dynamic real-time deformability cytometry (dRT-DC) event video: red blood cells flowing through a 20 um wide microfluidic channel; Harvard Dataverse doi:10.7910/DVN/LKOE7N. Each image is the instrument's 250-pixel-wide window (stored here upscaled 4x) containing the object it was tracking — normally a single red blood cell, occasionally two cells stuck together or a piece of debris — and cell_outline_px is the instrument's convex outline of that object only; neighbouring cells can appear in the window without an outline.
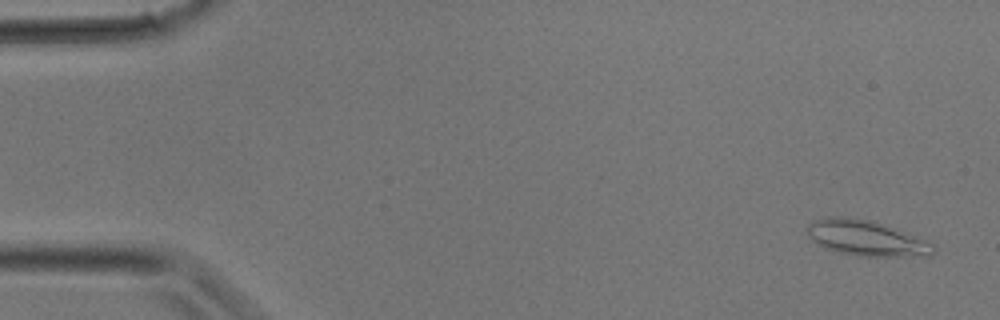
{"species": "common noctule bat (a hibernating species)", "species_latin": "Nyctalus noctula", "temperature_condition": "room temperature", "stored_images_in_passage": 34, "camera_frame_rate_fps": 3000, "um_per_image_px": 0.085, "animal": {"sex": "male", "body_mass_g": 17.9}, "frame": {"image": 1, "passage_image": 2, "time_ms": 0.333, "image_size_px": [1000, 320], "cell_outline_px": [[932, 252], [928, 256], [856, 256], [840, 252], [828, 248], [812, 240], [808, 236], [808, 224], [812, 220], [832, 216], [844, 216], [872, 220], [896, 228], [932, 244]], "centroid_in_image_um": [73.58, 20.22], "position_along_channel_um": 11.4, "area_um2": 25.66}}
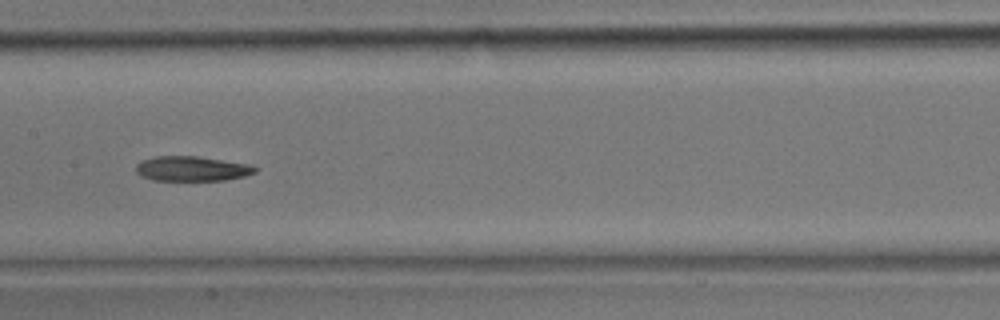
{"frame": {"image": 2, "passage_image": 17, "time_ms": 5.333, "image_size_px": [1000, 320], "cell_outline_px": [[260, 168], [256, 172], [244, 176], [224, 180], [152, 180], [140, 176], [136, 172], [136, 164], [140, 160], [156, 156], [196, 156], [252, 164]], "centroid_in_image_um": [16.32, 14.33], "position_along_channel_um": 191.1, "area_um2": 17.46}}
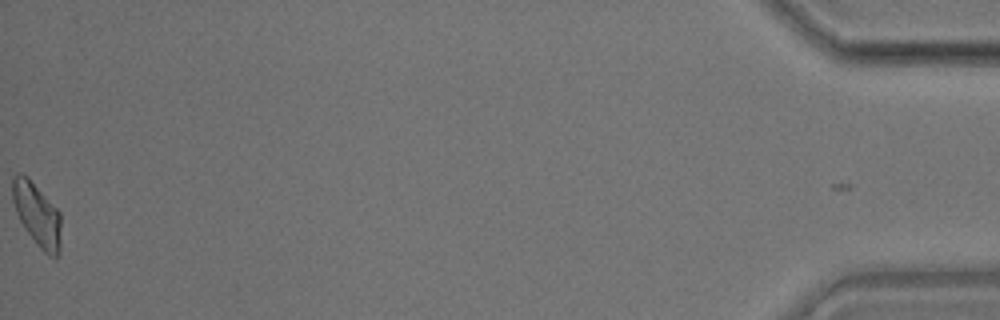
{"frame": {"image": 3, "passage_image": 34, "time_ms": 11.0, "image_size_px": [1000, 320], "cell_outline_px": [[60, 252], [56, 260], [48, 256], [36, 244], [24, 228], [16, 212], [12, 200], [12, 176], [16, 172], [24, 172], [28, 176], [60, 212]], "centroid_in_image_um": [3.14, 18.22], "position_along_channel_um": 432.1, "area_um2": 18.26}}